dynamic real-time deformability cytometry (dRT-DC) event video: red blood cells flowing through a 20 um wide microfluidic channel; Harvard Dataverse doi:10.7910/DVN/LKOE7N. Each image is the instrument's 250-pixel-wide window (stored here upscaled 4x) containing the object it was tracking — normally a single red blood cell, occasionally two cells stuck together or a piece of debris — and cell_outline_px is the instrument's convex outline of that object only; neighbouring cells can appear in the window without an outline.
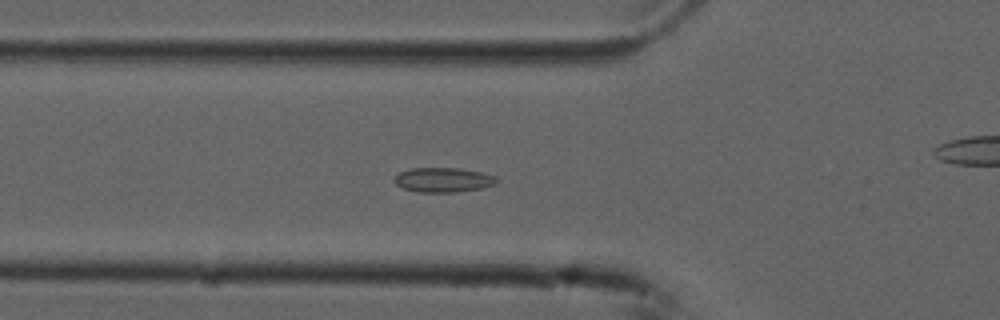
{"species": "common noctule bat (a hibernating species)", "species_latin": "Nyctalus noctula", "temperature_condition": "cold", "stored_images_in_passage": 55, "camera_frame_rate_fps": 3000, "um_per_image_px": 0.085, "animal": {"sex": "male", "forearm_length_mm": 52.5}, "frame": {"image": 1, "passage_image": 19, "time_ms": 6.0, "image_size_px": [1000, 320], "cell_outline_px": [[496, 184], [480, 188], [460, 192], [416, 192], [404, 188], [396, 184], [392, 180], [400, 172], [412, 168], [460, 168], [480, 172], [496, 176]], "centroid_in_image_um": [37.66, 15.29], "position_along_channel_um": 88.1, "area_um2": 14.62}}
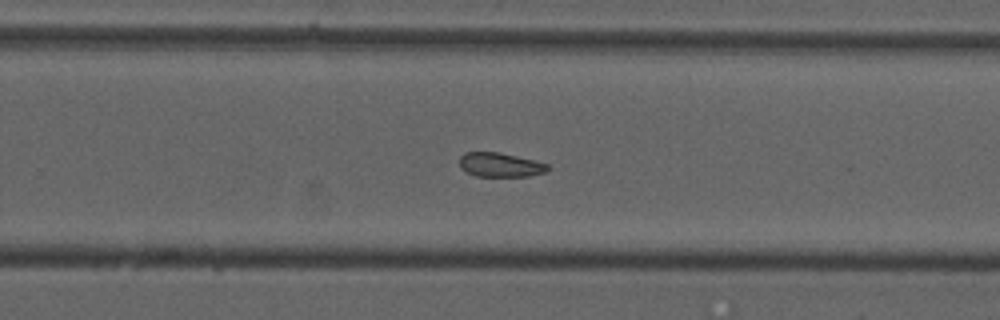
{"frame": {"image": 2, "passage_image": 35, "time_ms": 11.333, "image_size_px": [1000, 320], "cell_outline_px": [[552, 168], [544, 172], [528, 176], [476, 176], [460, 168], [460, 156], [464, 152], [500, 152], [548, 164]], "centroid_in_image_um": [42.51, 14.0], "position_along_channel_um": 287.3, "area_um2": 12.37}}
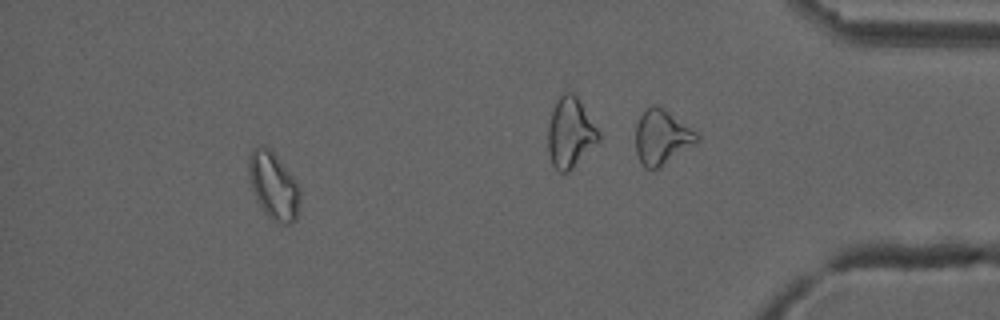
{"frame": {"image": 3, "passage_image": 50, "time_ms": 16.333, "image_size_px": [1000, 320], "cell_outline_px": [[300, 200], [296, 220], [288, 224], [280, 224], [272, 220], [264, 212], [252, 188], [248, 176], [248, 156], [252, 148], [260, 144], [264, 144], [272, 148], [296, 180], [300, 188]], "centroid_in_image_um": [23.25, 15.72], "position_along_channel_um": 412.0, "area_um2": 20.58}, "authors_computed_cell_mechanics": {"area_um2": 15.028, "velocity_mm_per_s": 3.7338, "shape_relaxation_time_tau1_ms": null, "shape_relaxation_time_tau2_ms": 3.1744, "deformation_change_tau1": null, "deformation_change_tau2": 0.0693}}